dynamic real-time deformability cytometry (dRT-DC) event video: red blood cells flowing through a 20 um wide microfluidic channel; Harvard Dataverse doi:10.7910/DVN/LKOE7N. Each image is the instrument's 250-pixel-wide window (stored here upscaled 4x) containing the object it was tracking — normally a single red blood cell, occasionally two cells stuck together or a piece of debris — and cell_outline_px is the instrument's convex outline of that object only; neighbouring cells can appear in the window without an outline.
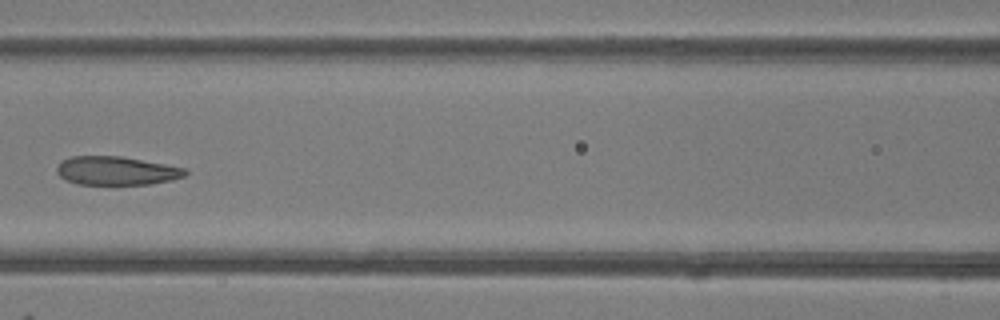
{"species": "common noctule bat (a hibernating species)", "species_latin": "Nyctalus noctula", "temperature_condition": "room temperature", "stored_images_in_passage": 6, "camera_frame_rate_fps": 3000, "um_per_image_px": 0.085, "animal": {"sex": "female"}, "frame": {"image": 1, "passage_image": 6, "time_ms": 5.667, "image_size_px": [1000, 320], "cell_outline_px": [[188, 172], [184, 176], [172, 180], [152, 184], [76, 184], [64, 180], [56, 172], [56, 168], [64, 160], [72, 156], [120, 156], [164, 164], [184, 168]], "centroid_in_image_um": [9.88, 14.52], "position_along_channel_um": 156.7, "area_um2": 21.27}}